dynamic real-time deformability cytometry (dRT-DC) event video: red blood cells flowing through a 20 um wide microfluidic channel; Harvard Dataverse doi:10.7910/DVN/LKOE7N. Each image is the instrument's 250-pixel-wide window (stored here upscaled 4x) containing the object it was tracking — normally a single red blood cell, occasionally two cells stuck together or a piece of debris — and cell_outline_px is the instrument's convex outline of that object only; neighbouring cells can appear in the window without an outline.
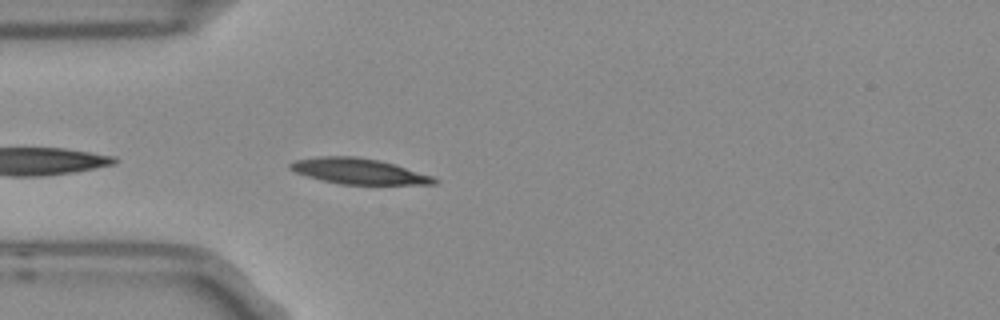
{"species": "Egyptian fruit bat (a non-hibernating species)", "species_latin": "Rousettus aegyptiacus", "temperature_condition": "room temperature", "stored_images_in_passage": 3, "camera_frame_rate_fps": 3000, "um_per_image_px": 0.085, "frame": {"image": 1, "passage_image": 3, "time_ms": 0.667, "image_size_px": [1000, 320], "cell_outline_px": [[440, 180], [436, 184], [340, 184], [308, 176], [296, 172], [288, 168], [288, 164], [296, 160], [320, 156], [356, 156], [376, 160], [392, 164], [432, 176]], "centroid_in_image_um": [30.47, 14.55], "position_along_channel_um": 54.5, "area_um2": 21.1}}